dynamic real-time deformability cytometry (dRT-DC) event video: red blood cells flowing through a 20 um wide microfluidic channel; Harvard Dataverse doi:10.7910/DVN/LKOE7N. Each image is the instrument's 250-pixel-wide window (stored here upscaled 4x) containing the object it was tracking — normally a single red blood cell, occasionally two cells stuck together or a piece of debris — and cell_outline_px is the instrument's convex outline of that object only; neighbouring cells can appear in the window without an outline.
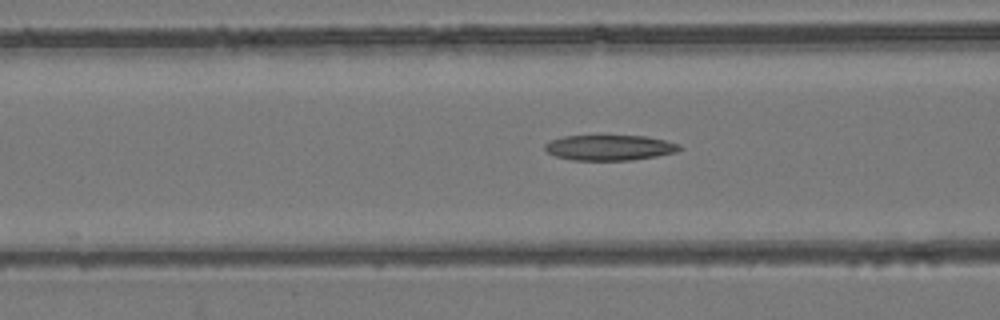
{"species": "common noctule bat (a hibernating species)", "species_latin": "Nyctalus noctula", "temperature_condition": "room temperature", "stored_images_in_passage": 29, "camera_frame_rate_fps": 3000, "um_per_image_px": 0.085, "animal": {"sex": "female", "body_mass_g": 24.6, "forearm_length_mm": 56.2}, "frame": {"image": 1, "passage_image": 4, "time_ms": 1.0, "image_size_px": [1000, 320], "cell_outline_px": [[684, 148], [676, 152], [656, 156], [632, 160], [572, 160], [556, 156], [548, 152], [544, 148], [544, 144], [548, 140], [564, 136], [648, 136], [680, 144]], "centroid_in_image_um": [51.82, 12.54], "position_along_channel_um": 114.8, "area_um2": 20.0}}
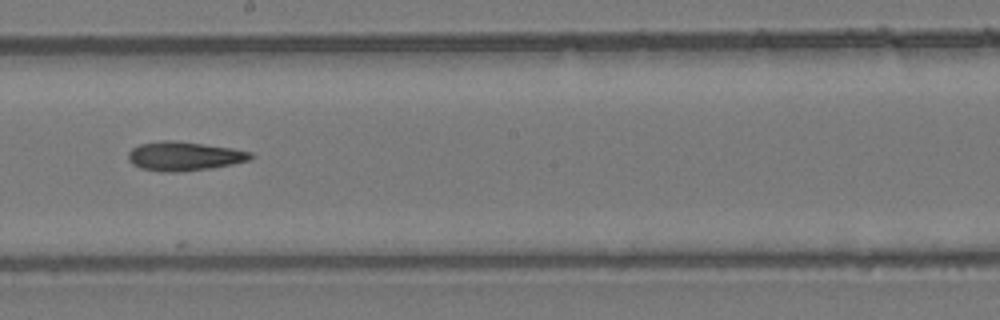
{"frame": {"image": 2, "passage_image": 13, "time_ms": 4.0, "image_size_px": [1000, 320], "cell_outline_px": [[252, 156], [248, 160], [232, 164], [212, 168], [180, 172], [160, 172], [140, 168], [132, 164], [128, 160], [128, 152], [132, 148], [140, 144], [160, 140], [172, 140], [232, 148], [252, 152]], "centroid_in_image_um": [15.6, 13.28], "position_along_channel_um": 232.6, "area_um2": 20.75}}
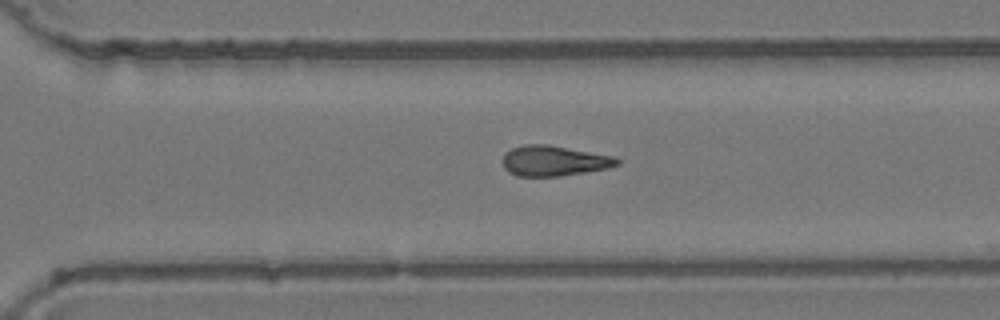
{"frame": {"image": 3, "passage_image": 20, "time_ms": 6.333, "image_size_px": [1000, 320], "cell_outline_px": [[620, 164], [608, 168], [560, 176], [516, 176], [508, 172], [504, 168], [504, 152], [512, 148], [524, 144], [548, 144], [612, 156], [620, 160]], "centroid_in_image_um": [47.06, 13.67], "position_along_channel_um": 323.5, "area_um2": 20.17}}